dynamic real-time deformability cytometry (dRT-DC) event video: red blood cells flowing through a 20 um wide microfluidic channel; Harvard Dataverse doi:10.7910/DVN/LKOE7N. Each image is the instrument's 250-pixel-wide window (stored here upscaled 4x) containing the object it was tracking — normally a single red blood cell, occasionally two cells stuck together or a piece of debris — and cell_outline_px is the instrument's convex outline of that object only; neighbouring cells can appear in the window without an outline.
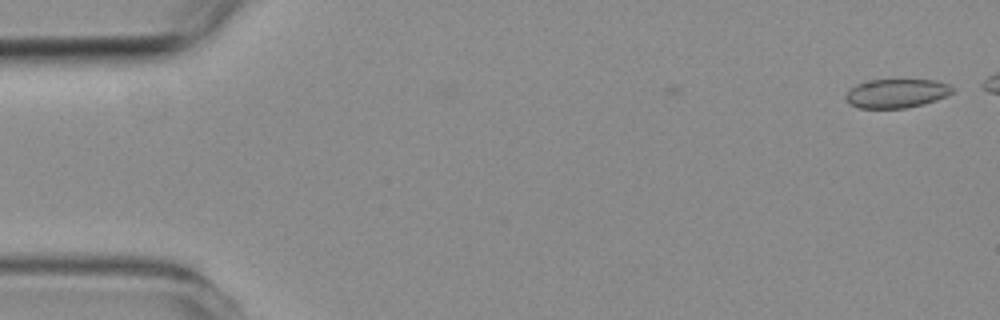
{"species": "common noctule bat (a hibernating species)", "species_latin": "Nyctalus noctula", "temperature_condition": "room temperature", "stored_images_in_passage": 5, "camera_frame_rate_fps": 3000, "um_per_image_px": 0.085, "animal": {"sex": "female", "body_mass_g": 19.3, "forearm_length_mm": 54.1}, "frame": {"image": 1, "passage_image": 1, "time_ms": 0.0, "image_size_px": [1000, 320], "cell_outline_px": [[956, 88], [948, 96], [924, 104], [904, 108], [860, 108], [848, 104], [844, 96], [848, 88], [856, 84], [872, 80], [936, 80], [948, 84]], "centroid_in_image_um": [76.19, 7.94], "position_along_channel_um": 8.8, "area_um2": 18.21}}